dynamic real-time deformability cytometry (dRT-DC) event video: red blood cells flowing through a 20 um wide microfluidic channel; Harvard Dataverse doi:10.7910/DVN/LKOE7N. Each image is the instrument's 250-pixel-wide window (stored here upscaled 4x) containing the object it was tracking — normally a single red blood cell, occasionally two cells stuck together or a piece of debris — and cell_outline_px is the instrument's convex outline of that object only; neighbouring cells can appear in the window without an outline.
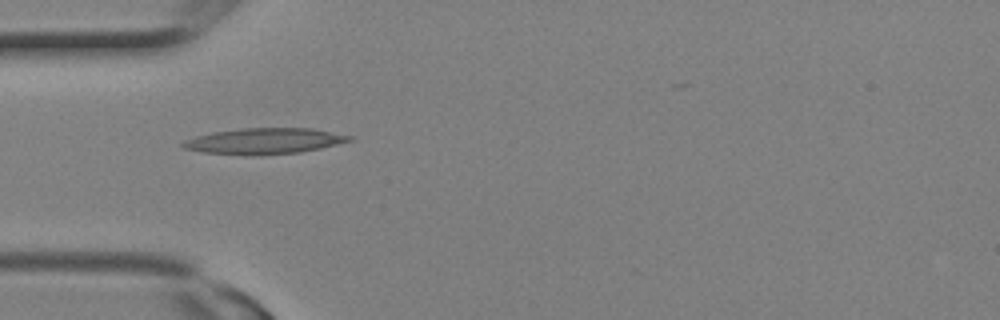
{"species": "Egyptian fruit bat (a non-hibernating species)", "species_latin": "Rousettus aegyptiacus", "temperature_condition": "room temperature", "stored_images_in_passage": 4, "camera_frame_rate_fps": 3000, "um_per_image_px": 0.085, "animal": {"sex": "female"}, "frame": {"image": 1, "passage_image": 4, "time_ms": 1.0, "image_size_px": [1000, 320], "cell_outline_px": [[352, 140], [320, 148], [300, 152], [260, 156], [252, 156], [204, 152], [184, 148], [180, 144], [184, 140], [196, 136], [212, 132], [244, 128], [312, 128], [352, 136]], "centroid_in_image_um": [22.44, 12.0], "position_along_channel_um": 62.6, "area_um2": 25.14}}